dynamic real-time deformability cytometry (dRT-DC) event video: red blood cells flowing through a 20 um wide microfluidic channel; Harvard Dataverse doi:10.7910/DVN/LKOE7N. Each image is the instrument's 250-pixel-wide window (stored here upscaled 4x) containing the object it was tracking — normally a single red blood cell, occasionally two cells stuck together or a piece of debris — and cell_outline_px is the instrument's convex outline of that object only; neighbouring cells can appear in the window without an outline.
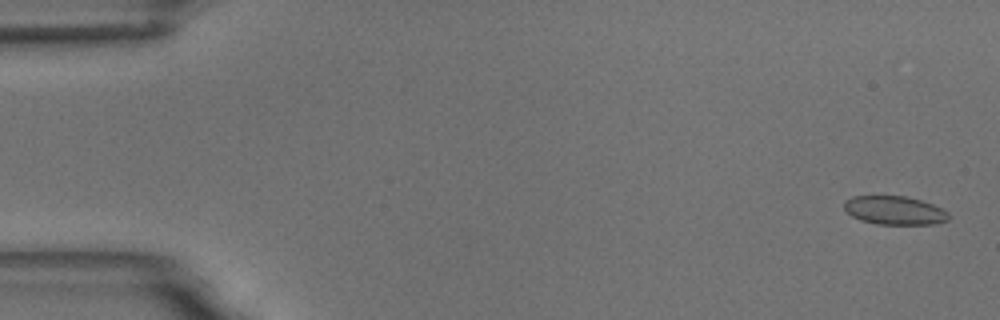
{"species": "common noctule bat (a hibernating species)", "species_latin": "Nyctalus noctula", "temperature_condition": "room temperature", "stored_images_in_passage": 9, "camera_frame_rate_fps": 3000, "um_per_image_px": 0.085, "animal": {"sex": "male", "body_mass_g": 18.8}, "frame": {"image": 1, "passage_image": 1, "time_ms": 0.0, "image_size_px": [1000, 320], "cell_outline_px": [[948, 220], [936, 224], [876, 224], [860, 220], [852, 216], [844, 208], [844, 200], [852, 196], [904, 196], [920, 200], [932, 204], [948, 212]], "centroid_in_image_um": [76.01, 17.88], "position_along_channel_um": 9.0, "area_um2": 17.34}}
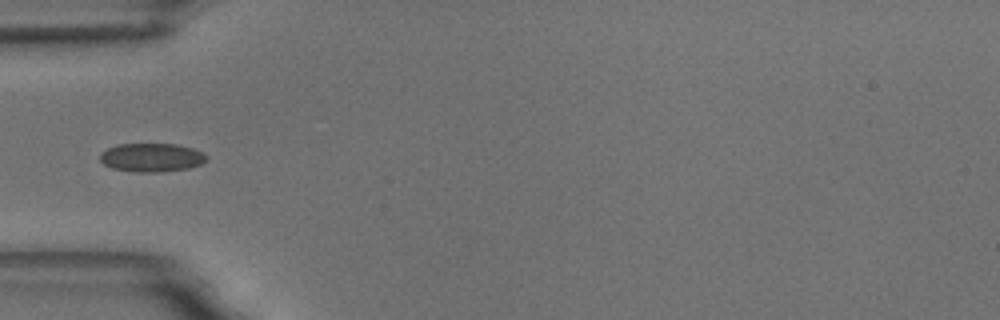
{"frame": {"image": 2, "passage_image": 6, "time_ms": 5.667, "image_size_px": [1000, 320], "cell_outline_px": [[208, 160], [200, 164], [188, 168], [156, 172], [136, 172], [112, 168], [104, 164], [100, 160], [100, 152], [108, 148], [120, 144], [176, 144], [192, 148], [204, 152], [208, 156]], "centroid_in_image_um": [12.9, 13.38], "position_along_channel_um": 72.1, "area_um2": 17.74}}
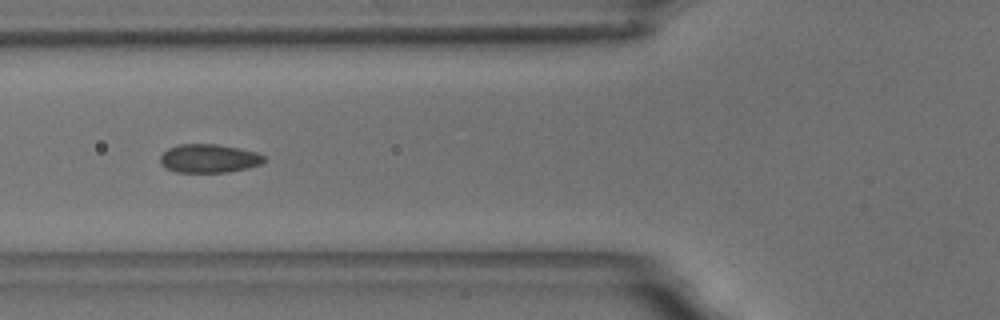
{"frame": {"image": 3, "passage_image": 7, "time_ms": 6.667, "image_size_px": [1000, 320], "cell_outline_px": [[264, 160], [260, 164], [248, 168], [228, 172], [176, 172], [160, 164], [160, 156], [168, 148], [176, 144], [216, 144], [256, 152], [264, 156]], "centroid_in_image_um": [17.72, 13.46], "position_along_channel_um": 108.1, "area_um2": 17.17}}